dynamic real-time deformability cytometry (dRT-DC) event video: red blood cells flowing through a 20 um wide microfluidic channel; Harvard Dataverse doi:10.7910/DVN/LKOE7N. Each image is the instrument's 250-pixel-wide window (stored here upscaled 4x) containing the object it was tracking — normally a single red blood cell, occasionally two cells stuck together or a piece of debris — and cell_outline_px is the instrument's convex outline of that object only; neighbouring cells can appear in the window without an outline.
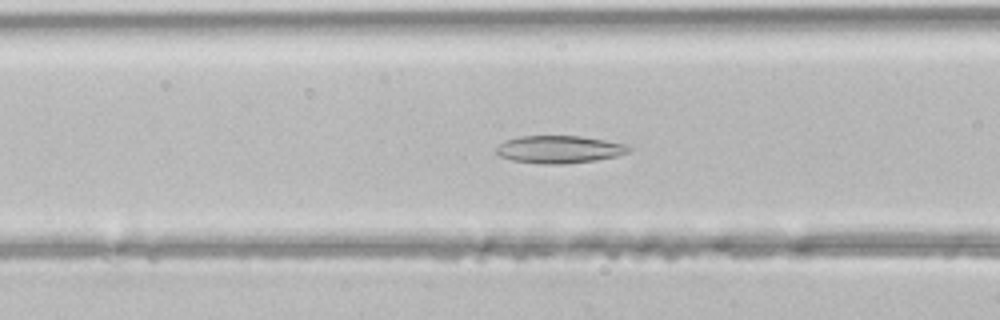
{"species": "common noctule bat (a hibernating species)", "species_latin": "Nyctalus noctula", "temperature_condition": "room temperature", "stored_images_in_passage": 41, "camera_frame_rate_fps": 3000, "um_per_image_px": 0.085, "animal": {"sex": "male", "body_mass_g": 21.5, "forearm_length_mm": 52.0}, "frame": {"image": 1, "passage_image": 12, "time_ms": 3.667, "image_size_px": [1000, 320], "cell_outline_px": [[632, 148], [628, 152], [616, 156], [596, 160], [564, 164], [544, 164], [512, 160], [500, 156], [496, 152], [496, 148], [504, 140], [520, 136], [580, 136], [604, 140], [624, 144]], "centroid_in_image_um": [47.51, 12.7], "position_along_channel_um": 119.1, "area_um2": 21.15}}
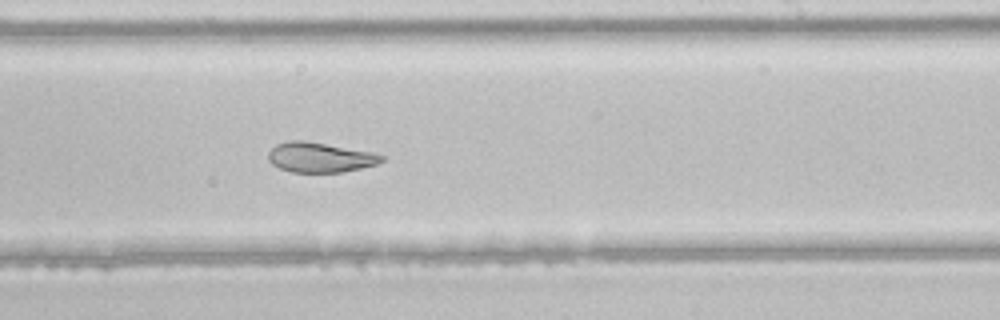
{"frame": {"image": 2, "passage_image": 22, "time_ms": 7.0, "image_size_px": [1000, 320], "cell_outline_px": [[384, 160], [376, 164], [360, 168], [340, 172], [292, 172], [280, 168], [272, 164], [268, 160], [268, 152], [276, 144], [288, 140], [304, 140], [372, 152], [384, 156]], "centroid_in_image_um": [27.16, 13.37], "position_along_channel_um": 261.8, "area_um2": 19.65}}
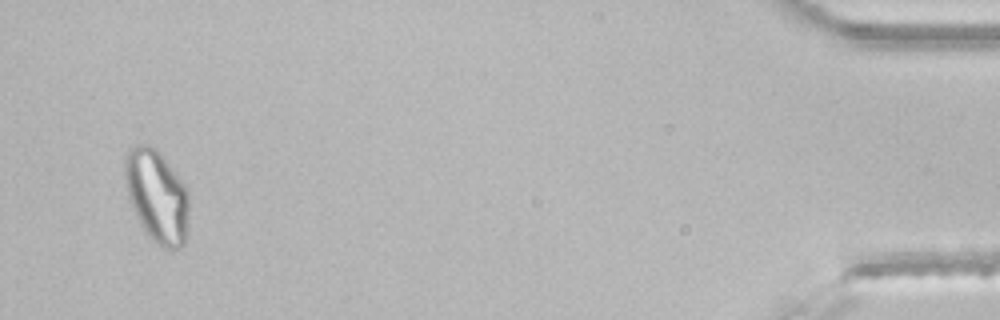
{"frame": {"image": 3, "passage_image": 39, "time_ms": 12.667, "image_size_px": [1000, 320], "cell_outline_px": [[188, 236], [184, 244], [180, 248], [160, 248], [152, 240], [140, 224], [128, 200], [124, 180], [124, 156], [136, 144], [148, 144], [160, 152], [188, 188]], "centroid_in_image_um": [13.34, 16.68], "position_along_channel_um": 421.9, "area_um2": 35.26}}